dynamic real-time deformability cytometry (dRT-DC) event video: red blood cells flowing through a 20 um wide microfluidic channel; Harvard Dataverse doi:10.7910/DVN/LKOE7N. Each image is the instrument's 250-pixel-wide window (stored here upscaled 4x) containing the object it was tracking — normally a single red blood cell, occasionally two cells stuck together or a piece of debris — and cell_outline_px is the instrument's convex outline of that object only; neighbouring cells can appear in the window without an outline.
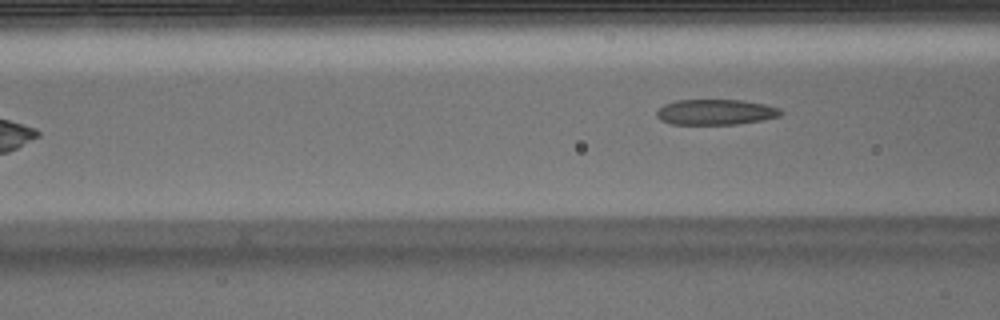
{"species": "Egyptian fruit bat (a non-hibernating species)", "species_latin": "Rousettus aegyptiacus", "temperature_condition": "warm", "stored_images_in_passage": 5, "camera_frame_rate_fps": 3000, "um_per_image_px": 0.085, "animal": {"sex": "male"}, "frame": {"image": 1, "passage_image": 5, "time_ms": 1.333, "image_size_px": [1000, 320], "cell_outline_px": [[784, 112], [780, 116], [764, 120], [736, 124], [672, 124], [660, 120], [656, 116], [656, 112], [664, 104], [676, 100], [744, 100], [764, 104], [780, 108]], "centroid_in_image_um": [60.85, 9.52], "position_along_channel_um": 105.8, "area_um2": 18.55}}